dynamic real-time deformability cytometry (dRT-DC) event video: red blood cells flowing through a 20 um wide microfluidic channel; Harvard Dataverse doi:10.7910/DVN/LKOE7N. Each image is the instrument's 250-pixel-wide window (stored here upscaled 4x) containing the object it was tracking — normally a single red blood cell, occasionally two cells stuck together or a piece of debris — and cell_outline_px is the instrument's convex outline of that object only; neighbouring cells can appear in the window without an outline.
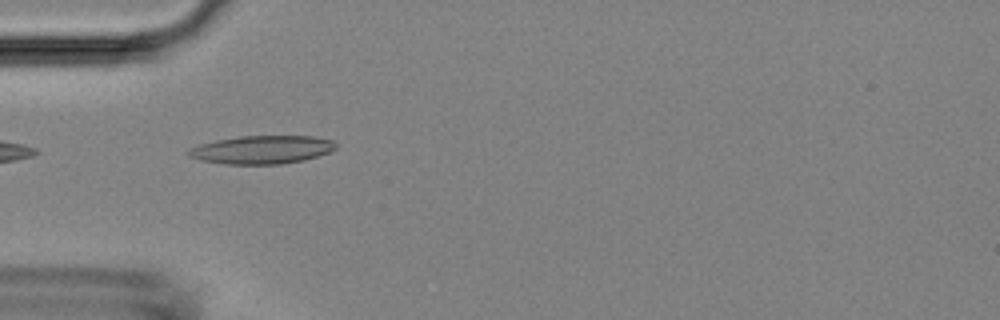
{"species": "Egyptian fruit bat (a non-hibernating species)", "species_latin": "Rousettus aegyptiacus", "temperature_condition": "room temperature", "stored_images_in_passage": 22, "camera_frame_rate_fps": 3000, "um_per_image_px": 0.085, "animal": {"sex": "female"}, "frame": {"image": 1, "passage_image": 1, "time_ms": 0.0, "image_size_px": [1000, 320], "cell_outline_px": [[336, 148], [328, 152], [304, 160], [280, 164], [224, 164], [200, 160], [188, 156], [184, 152], [188, 148], [200, 144], [216, 140], [240, 136], [312, 136], [332, 140], [336, 144]], "centroid_in_image_um": [22.2, 12.72], "position_along_channel_um": 62.8, "area_um2": 24.28}}
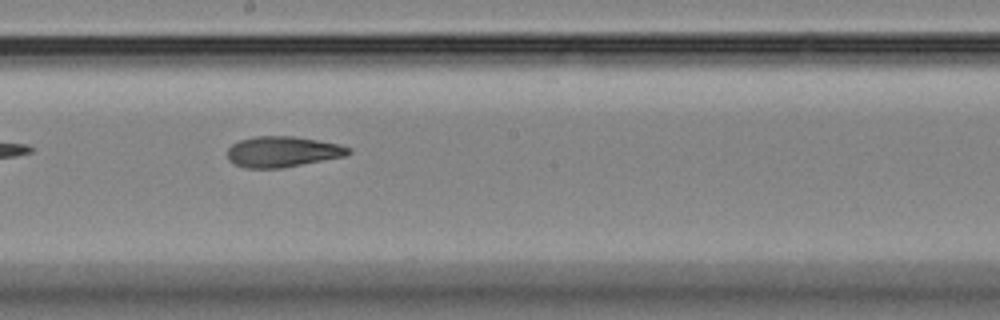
{"frame": {"image": 2, "passage_image": 13, "time_ms": 4.0, "image_size_px": [1000, 320], "cell_outline_px": [[352, 152], [344, 156], [280, 168], [244, 168], [232, 164], [228, 160], [228, 148], [232, 144], [240, 140], [256, 136], [292, 136], [340, 144], [352, 148]], "centroid_in_image_um": [23.99, 12.9], "position_along_channel_um": 224.2, "area_um2": 21.62}}
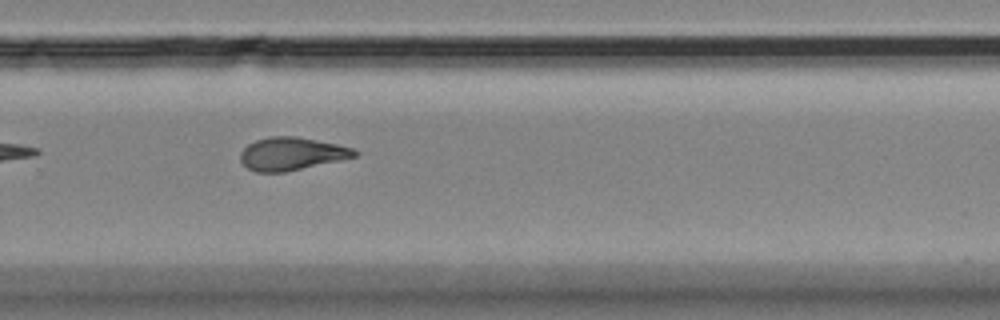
{"frame": {"image": 3, "passage_image": 19, "time_ms": 6.0, "image_size_px": [1000, 320], "cell_outline_px": [[360, 152], [356, 156], [340, 160], [284, 172], [256, 172], [248, 168], [240, 160], [240, 152], [248, 144], [256, 140], [268, 136], [296, 136], [336, 144], [352, 148]], "centroid_in_image_um": [24.76, 13.06], "position_along_channel_um": 305.0, "area_um2": 21.73}}